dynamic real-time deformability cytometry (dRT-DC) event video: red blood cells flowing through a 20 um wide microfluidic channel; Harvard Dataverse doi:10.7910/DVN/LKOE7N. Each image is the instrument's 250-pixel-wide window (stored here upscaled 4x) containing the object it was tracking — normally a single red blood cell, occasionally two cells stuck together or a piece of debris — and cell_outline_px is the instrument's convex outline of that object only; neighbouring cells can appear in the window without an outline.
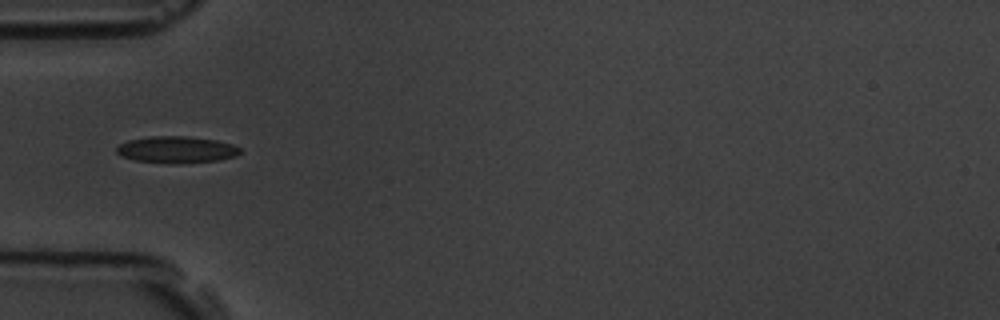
{"species": "common noctule bat (a hibernating species)", "species_latin": "Nyctalus noctula", "temperature_condition": "room temperature", "stored_images_in_passage": 15, "camera_frame_rate_fps": 3000, "um_per_image_px": 0.085, "animal": {"sex": "male", "body_mass_g": 19.5, "forearm_length_mm": 54.6}, "frame": {"image": 1, "passage_image": 5, "time_ms": 5.333, "image_size_px": [1000, 320], "cell_outline_px": [[240, 152], [236, 156], [220, 160], [180, 164], [172, 164], [136, 160], [120, 156], [116, 152], [116, 148], [120, 144], [128, 140], [152, 136], [184, 136], [216, 140], [232, 144], [240, 148]], "centroid_in_image_um": [15.0, 12.73], "position_along_channel_um": 70.0, "area_um2": 19.31}}
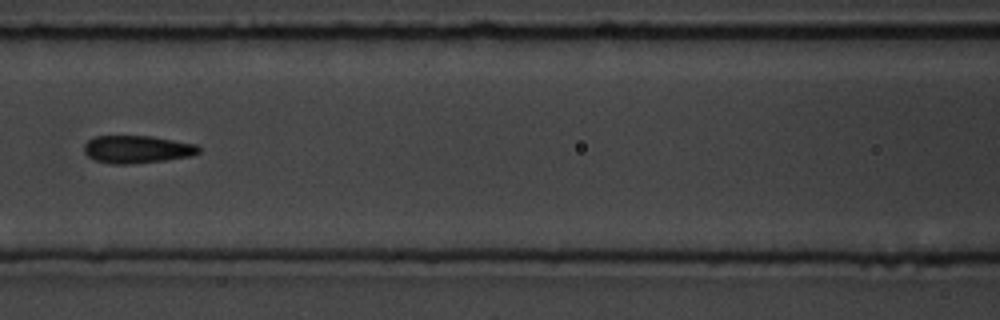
{"frame": {"image": 2, "passage_image": 7, "time_ms": 7.667, "image_size_px": [1000, 320], "cell_outline_px": [[200, 152], [192, 156], [164, 160], [128, 164], [112, 164], [96, 160], [88, 156], [84, 152], [84, 144], [88, 140], [96, 136], [152, 136], [196, 144], [200, 148]], "centroid_in_image_um": [11.66, 12.69], "position_along_channel_um": 154.9, "area_um2": 18.44}}
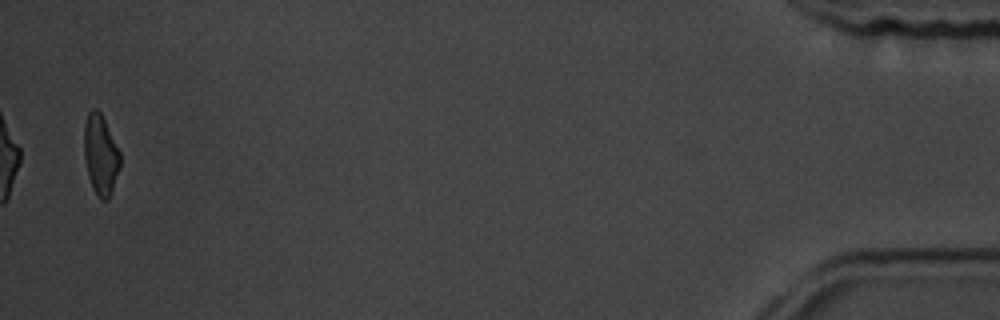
{"frame": {"image": 3, "passage_image": 15, "time_ms": 17.667, "image_size_px": [1000, 320], "cell_outline_px": [[120, 168], [108, 200], [100, 200], [92, 188], [88, 176], [84, 156], [84, 124], [88, 112], [92, 108], [96, 108], [100, 112], [120, 152]], "centroid_in_image_um": [8.54, 13.16], "position_along_channel_um": 426.7, "area_um2": 16.82}, "authors_computed_cell_mechanics": {"area_um2": 18.6116, "velocity_mm_per_s": 3.6284, "shape_relaxation_time_tau1_ms": null, "shape_relaxation_time_tau2_ms": 1.9839, "deformation_change_tau1": null, "deformation_change_tau2": 0.0541}}